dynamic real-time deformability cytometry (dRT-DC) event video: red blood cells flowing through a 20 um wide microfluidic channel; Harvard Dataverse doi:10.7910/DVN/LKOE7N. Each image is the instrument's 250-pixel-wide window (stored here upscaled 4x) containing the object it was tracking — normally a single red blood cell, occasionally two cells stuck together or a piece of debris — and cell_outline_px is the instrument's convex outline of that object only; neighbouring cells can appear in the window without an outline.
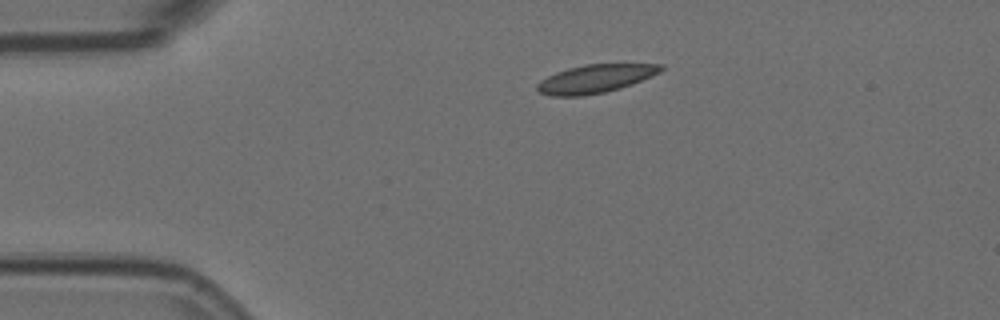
{"species": "Egyptian fruit bat (a non-hibernating species)", "species_latin": "Rousettus aegyptiacus", "temperature_condition": "room temperature", "stored_images_in_passage": 3, "camera_frame_rate_fps": 3000, "um_per_image_px": 0.085, "animal": {"sex": "female"}, "frame": {"image": 1, "passage_image": 1, "time_ms": 0.0, "image_size_px": [1000, 320], "cell_outline_px": [[664, 68], [660, 72], [632, 84], [620, 88], [604, 92], [580, 96], [552, 96], [540, 92], [536, 88], [536, 84], [540, 80], [556, 72], [568, 68], [584, 64], [664, 64]], "centroid_in_image_um": [50.59, 6.68], "position_along_channel_um": 34.4, "area_um2": 20.29}}